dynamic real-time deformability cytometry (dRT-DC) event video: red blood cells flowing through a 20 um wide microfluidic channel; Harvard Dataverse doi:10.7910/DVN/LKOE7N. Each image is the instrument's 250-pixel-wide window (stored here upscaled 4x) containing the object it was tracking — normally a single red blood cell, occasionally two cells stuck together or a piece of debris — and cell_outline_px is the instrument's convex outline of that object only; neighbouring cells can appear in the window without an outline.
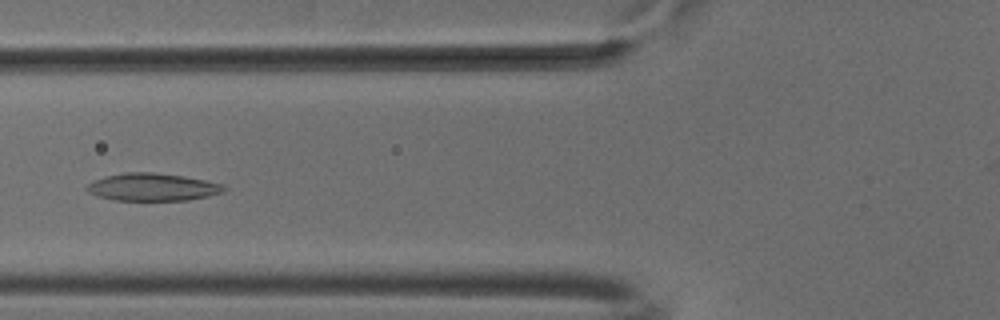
{"species": "common noctule bat (a hibernating species)", "species_latin": "Nyctalus noctula", "temperature_condition": "cold", "stored_images_in_passage": 53, "camera_frame_rate_fps": 3000, "um_per_image_px": 0.085, "animal": {"sex": "male", "body_mass_g": 18.8}, "frame": {"image": 1, "passage_image": 21, "time_ms": 6.667, "image_size_px": [1000, 320], "cell_outline_px": [[228, 188], [224, 192], [208, 196], [188, 200], [116, 200], [96, 196], [88, 192], [84, 188], [92, 180], [124, 172], [152, 172], [184, 176], [224, 184]], "centroid_in_image_um": [12.97, 15.9], "position_along_channel_um": 112.8, "area_um2": 22.14}}
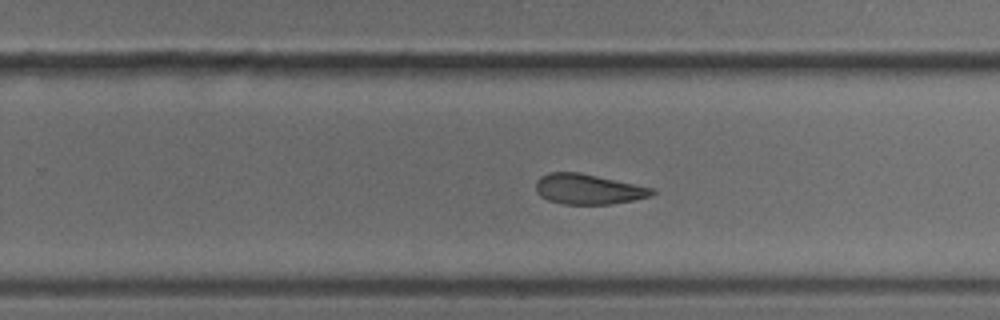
{"frame": {"image": 2, "passage_image": 34, "time_ms": 11.0, "image_size_px": [1000, 320], "cell_outline_px": [[656, 192], [652, 196], [636, 200], [608, 204], [564, 204], [548, 200], [540, 196], [536, 192], [536, 180], [540, 176], [548, 172], [580, 172], [652, 188]], "centroid_in_image_um": [49.97, 16.07], "position_along_channel_um": 279.8, "area_um2": 20.52}}
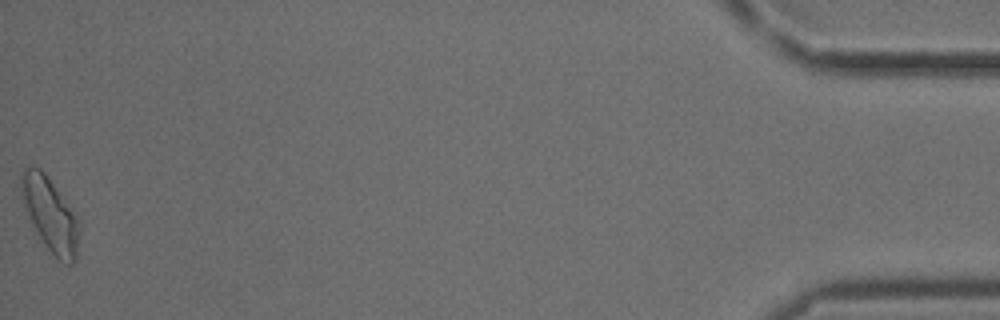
{"frame": {"image": 3, "passage_image": 53, "time_ms": 17.333, "image_size_px": [1000, 320], "cell_outline_px": [[80, 232], [76, 256], [72, 264], [68, 264], [60, 260], [44, 244], [32, 224], [24, 208], [20, 188], [20, 172], [24, 168], [40, 168], [44, 172], [76, 216], [80, 228]], "centroid_in_image_um": [4.24, 18.23], "position_along_channel_um": 431.0, "area_um2": 24.45}, "authors_computed_cell_mechanics": {"area_um2": 21.964, "velocity_mm_per_s": 3.8469, "shape_relaxation_time_tau1_ms": 4.904, "shape_relaxation_time_tau2_ms": 3.4313, "deformation_change_tau1": 0.1125, "deformation_change_tau2": 0.0934}}